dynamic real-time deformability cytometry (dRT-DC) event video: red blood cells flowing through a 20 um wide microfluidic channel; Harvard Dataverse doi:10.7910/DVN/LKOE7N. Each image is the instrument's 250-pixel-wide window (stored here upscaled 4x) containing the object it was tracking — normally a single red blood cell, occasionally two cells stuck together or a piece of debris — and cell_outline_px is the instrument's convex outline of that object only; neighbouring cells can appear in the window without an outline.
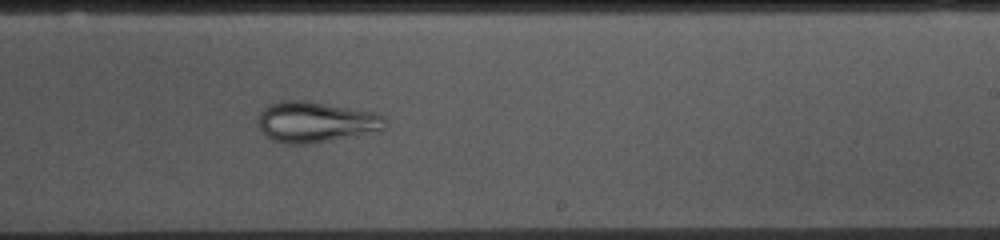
{"species": "common noctule bat (a hibernating species)", "species_latin": "Nyctalus noctula", "temperature_condition": "cold", "stored_images_in_passage": 53, "camera_frame_rate_fps": 3000, "um_per_image_px": 0.085, "animal": {"sex": "female", "body_mass_g": 10.0, "forearm_length_mm": 53.1}, "frame": {"image": 1, "passage_image": 31, "time_ms": 10.0, "image_size_px": [1000, 240], "cell_outline_px": [[388, 124], [384, 128], [356, 136], [308, 144], [284, 144], [272, 140], [264, 136], [260, 128], [260, 112], [268, 104], [280, 100], [308, 100], [372, 112], [384, 116]], "centroid_in_image_um": [26.81, 10.37], "position_along_channel_um": 262.2, "area_um2": 30.29}}
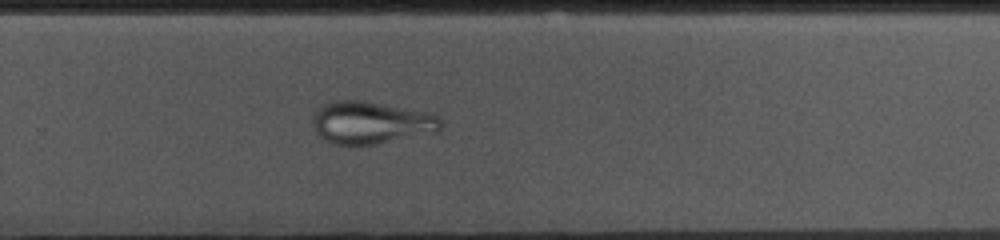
{"frame": {"image": 2, "passage_image": 34, "time_ms": 11.0, "image_size_px": [1000, 240], "cell_outline_px": [[440, 128], [436, 132], [376, 144], [336, 144], [324, 140], [316, 132], [312, 120], [312, 116], [324, 104], [332, 100], [360, 100], [436, 112], [440, 116]], "centroid_in_image_um": [31.57, 10.4], "position_along_channel_um": 298.2, "area_um2": 31.85}}
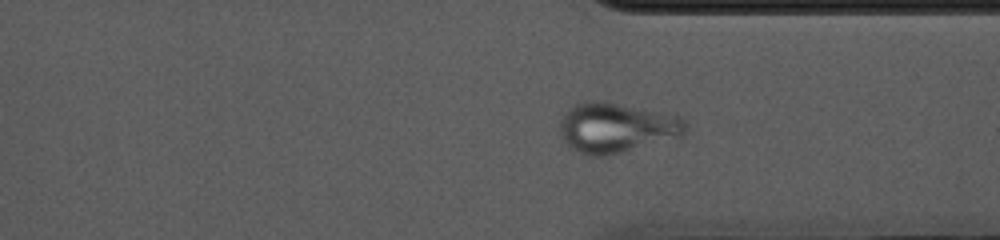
{"frame": {"image": 3, "passage_image": 39, "time_ms": 12.667, "image_size_px": [1000, 240], "cell_outline_px": [[688, 132], [680, 136], [624, 152], [608, 156], [588, 156], [572, 148], [560, 136], [560, 120], [564, 112], [572, 104], [592, 100], [604, 100], [680, 116], [688, 124]], "centroid_in_image_um": [52.39, 10.84], "position_along_channel_um": 359.0, "area_um2": 36.99}}